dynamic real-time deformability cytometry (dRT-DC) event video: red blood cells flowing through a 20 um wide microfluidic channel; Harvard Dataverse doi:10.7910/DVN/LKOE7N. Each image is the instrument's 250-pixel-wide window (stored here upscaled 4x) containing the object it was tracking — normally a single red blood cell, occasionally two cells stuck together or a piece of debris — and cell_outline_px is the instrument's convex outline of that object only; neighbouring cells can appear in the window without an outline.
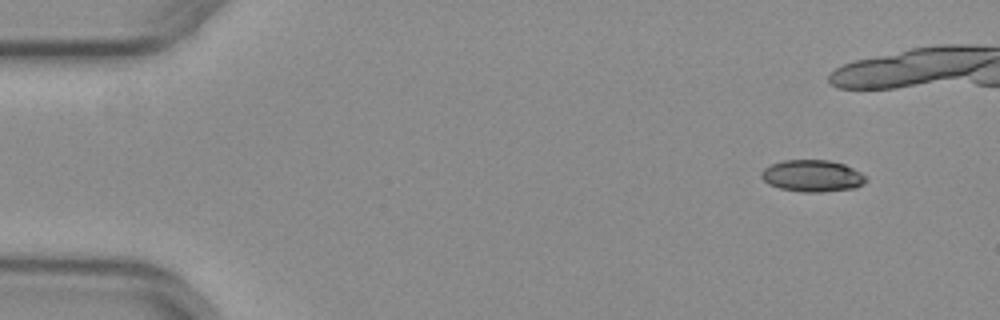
{"species": "common noctule bat (a hibernating species)", "species_latin": "Nyctalus noctula", "temperature_condition": "warm", "stored_images_in_passage": 38, "camera_frame_rate_fps": 3000, "um_per_image_px": 0.085, "animal": {"sex": "female", "body_mass_g": 29.2, "forearm_length_mm": 56.3}, "frame": {"image": 1, "passage_image": 1, "time_ms": 0.0, "image_size_px": [1000, 320], "cell_outline_px": [[868, 180], [864, 184], [856, 188], [820, 192], [804, 192], [780, 188], [768, 184], [760, 176], [760, 172], [764, 168], [772, 164], [784, 160], [828, 160], [844, 164], [860, 172]], "centroid_in_image_um": [69.05, 14.95], "position_along_channel_um": 16.0, "area_um2": 19.36}}
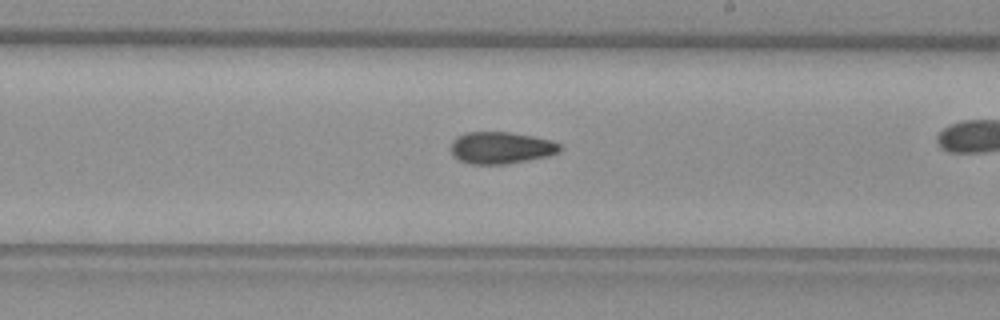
{"frame": {"image": 2, "passage_image": 27, "time_ms": 8.667, "image_size_px": [1000, 320], "cell_outline_px": [[564, 148], [560, 152], [548, 156], [504, 164], [472, 164], [460, 160], [452, 152], [452, 140], [456, 136], [464, 132], [508, 132], [532, 136], [552, 140], [560, 144]], "centroid_in_image_um": [42.62, 12.55], "position_along_channel_um": 246.4, "area_um2": 20.23}}
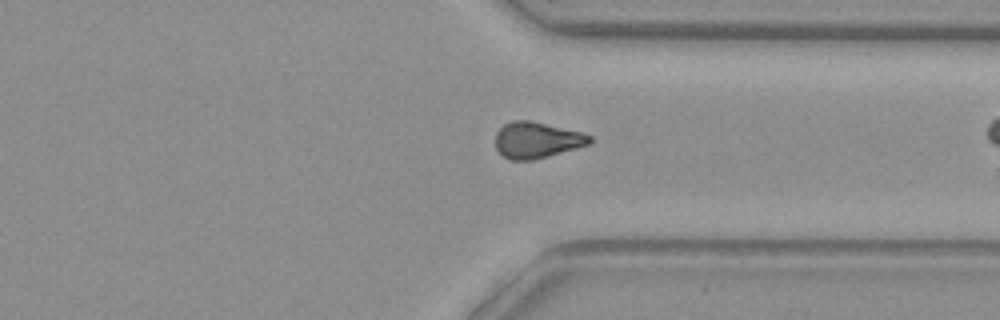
{"frame": {"image": 3, "passage_image": 36, "time_ms": 11.667, "image_size_px": [1000, 320], "cell_outline_px": [[592, 140], [588, 144], [576, 148], [548, 156], [532, 160], [508, 160], [496, 148], [496, 132], [504, 124], [512, 120], [528, 120], [580, 132], [592, 136]], "centroid_in_image_um": [45.6, 11.91], "position_along_channel_um": 365.8, "area_um2": 19.59}}